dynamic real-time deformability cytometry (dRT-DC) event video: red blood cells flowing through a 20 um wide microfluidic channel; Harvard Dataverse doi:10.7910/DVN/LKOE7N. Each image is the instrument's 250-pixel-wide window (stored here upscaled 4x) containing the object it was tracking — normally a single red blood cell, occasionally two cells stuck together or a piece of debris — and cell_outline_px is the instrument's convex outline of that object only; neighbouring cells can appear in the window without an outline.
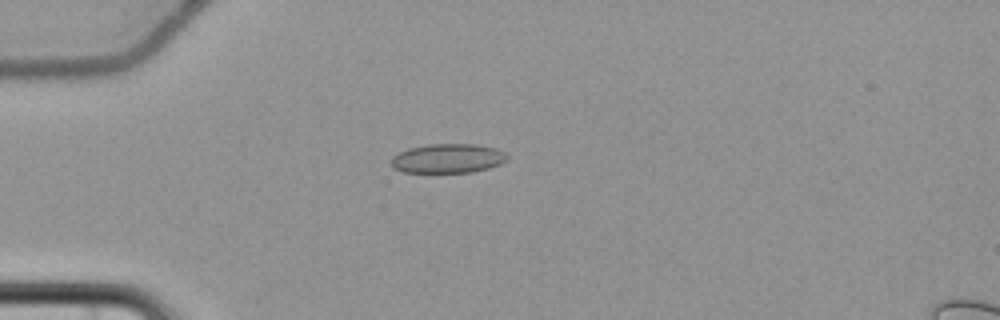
{"species": "common noctule bat (a hibernating species)", "species_latin": "Nyctalus noctula", "temperature_condition": "cold", "stored_images_in_passage": 7, "camera_frame_rate_fps": 3000, "um_per_image_px": 0.085, "animal": {"sex": "female", "body_mass_g": 22.7, "forearm_length_mm": 54.2}, "frame": {"image": 1, "passage_image": 4, "time_ms": 4.333, "image_size_px": [1000, 320], "cell_outline_px": [[508, 160], [500, 164], [488, 168], [472, 172], [404, 172], [392, 168], [392, 156], [408, 148], [428, 144], [476, 144], [496, 148], [504, 152], [508, 156]], "centroid_in_image_um": [38.08, 13.46], "position_along_channel_um": 46.9, "area_um2": 19.83}}
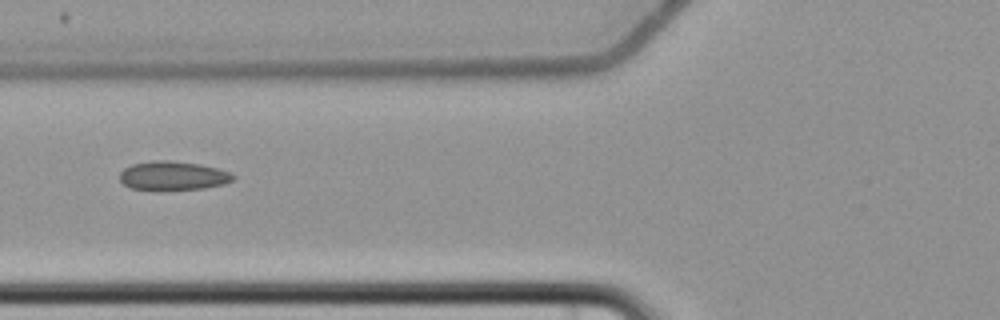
{"frame": {"image": 2, "passage_image": 6, "time_ms": 6.667, "image_size_px": [1000, 320], "cell_outline_px": [[236, 176], [232, 180], [224, 184], [204, 188], [160, 192], [132, 188], [124, 184], [120, 180], [120, 172], [124, 168], [132, 164], [152, 160], [168, 160], [200, 164], [232, 172]], "centroid_in_image_um": [14.69, 14.96], "position_along_channel_um": 111.1, "area_um2": 19.65}}
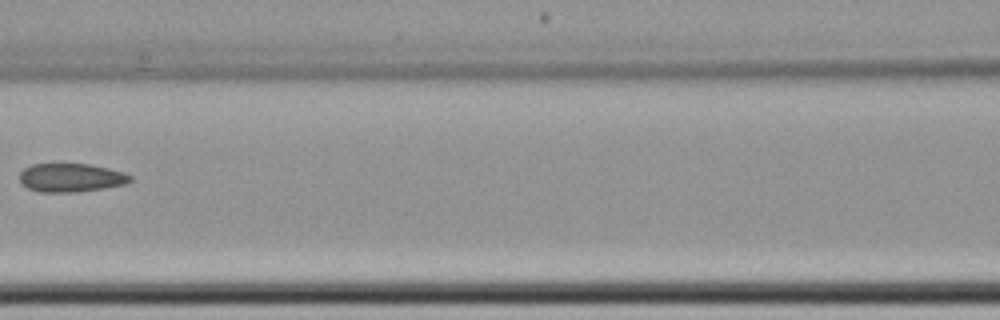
{"frame": {"image": 3, "passage_image": 7, "time_ms": 8.0, "image_size_px": [1000, 320], "cell_outline_px": [[132, 180], [128, 184], [104, 188], [76, 192], [40, 192], [28, 188], [20, 184], [20, 172], [24, 168], [32, 164], [88, 164], [108, 168], [124, 172], [132, 176]], "centroid_in_image_um": [6.04, 15.11], "position_along_channel_um": 160.6, "area_um2": 18.55}}